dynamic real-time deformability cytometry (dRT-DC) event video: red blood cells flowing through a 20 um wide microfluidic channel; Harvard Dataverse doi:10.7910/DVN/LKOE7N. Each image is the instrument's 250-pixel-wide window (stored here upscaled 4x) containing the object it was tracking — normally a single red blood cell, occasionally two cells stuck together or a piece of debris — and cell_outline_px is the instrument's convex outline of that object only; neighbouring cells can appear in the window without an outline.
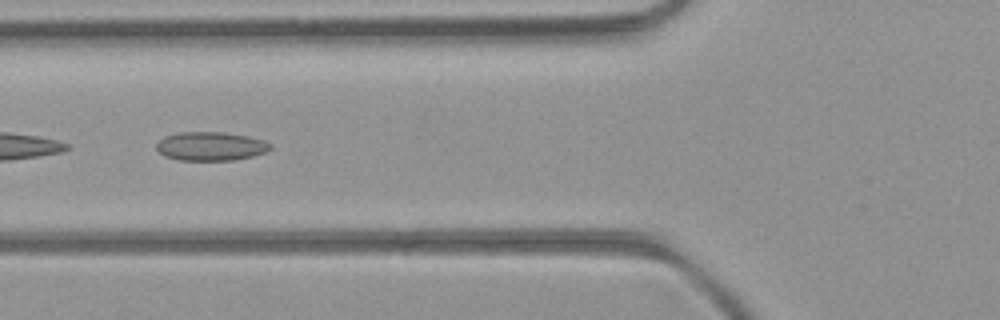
{"species": "common noctule bat (a hibernating species)", "species_latin": "Nyctalus noctula", "temperature_condition": "room temperature", "stored_images_in_passage": 38, "camera_frame_rate_fps": 3000, "um_per_image_px": 0.085, "animal": {"sex": "female", "body_mass_g": 21.9}, "frame": {"image": 1, "passage_image": 6, "time_ms": 1.667, "image_size_px": [1000, 320], "cell_outline_px": [[272, 148], [264, 152], [252, 156], [232, 160], [180, 160], [164, 156], [156, 148], [156, 144], [164, 136], [180, 132], [224, 132], [248, 136], [264, 140], [272, 144]], "centroid_in_image_um": [17.91, 12.42], "position_along_channel_um": 107.9, "area_um2": 19.07}}
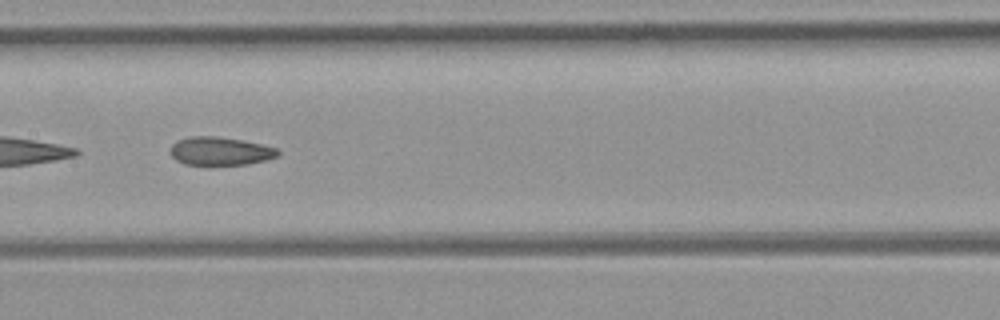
{"frame": {"image": 2, "passage_image": 12, "time_ms": 3.667, "image_size_px": [1000, 320], "cell_outline_px": [[280, 156], [248, 164], [208, 168], [184, 164], [176, 160], [172, 156], [172, 144], [176, 140], [192, 136], [216, 136], [240, 140], [260, 144], [276, 148], [280, 152]], "centroid_in_image_um": [18.69, 12.9], "position_along_channel_um": 188.7, "area_um2": 18.38}}